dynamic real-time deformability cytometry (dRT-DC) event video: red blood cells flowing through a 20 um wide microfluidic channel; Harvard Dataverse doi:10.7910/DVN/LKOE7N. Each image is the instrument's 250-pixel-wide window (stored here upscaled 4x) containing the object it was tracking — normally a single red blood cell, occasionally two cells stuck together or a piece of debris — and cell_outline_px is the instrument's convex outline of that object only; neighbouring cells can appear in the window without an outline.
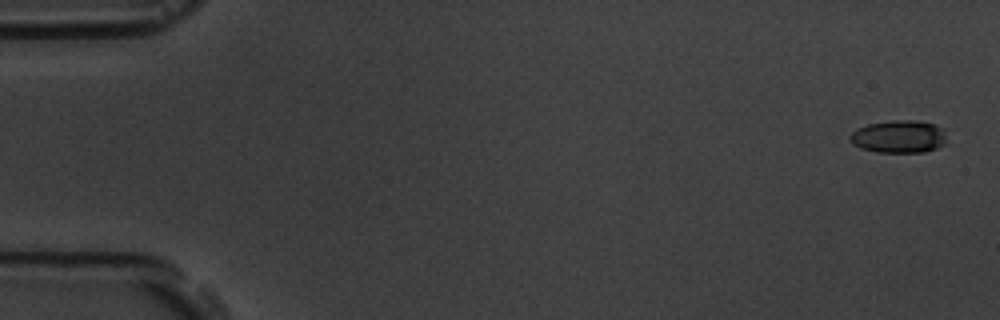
{"species": "common noctule bat (a hibernating species)", "species_latin": "Nyctalus noctula", "temperature_condition": "room temperature", "stored_images_in_passage": 6, "camera_frame_rate_fps": 3000, "um_per_image_px": 0.085, "animal": {"sex": "male", "body_mass_g": 19.5, "forearm_length_mm": 54.6}, "frame": {"image": 1, "passage_image": 1, "time_ms": 0.0, "image_size_px": [1000, 320], "cell_outline_px": [[944, 144], [936, 148], [924, 152], [876, 152], [860, 148], [852, 144], [848, 140], [848, 136], [856, 128], [868, 124], [892, 120], [916, 120], [936, 124], [944, 132]], "centroid_in_image_um": [76.34, 11.61], "position_along_channel_um": 8.7, "area_um2": 18.5}}
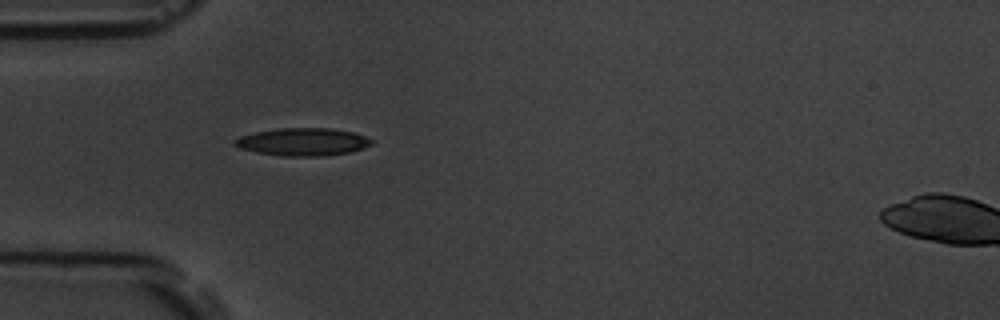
{"frame": {"image": 2, "passage_image": 5, "time_ms": 5.333, "image_size_px": [1000, 320], "cell_outline_px": [[376, 140], [372, 144], [364, 148], [348, 152], [320, 156], [280, 156], [256, 152], [240, 148], [232, 144], [232, 140], [240, 136], [256, 132], [280, 128], [328, 128], [352, 132]], "centroid_in_image_um": [25.72, 12.06], "position_along_channel_um": 59.3, "area_um2": 22.08}}